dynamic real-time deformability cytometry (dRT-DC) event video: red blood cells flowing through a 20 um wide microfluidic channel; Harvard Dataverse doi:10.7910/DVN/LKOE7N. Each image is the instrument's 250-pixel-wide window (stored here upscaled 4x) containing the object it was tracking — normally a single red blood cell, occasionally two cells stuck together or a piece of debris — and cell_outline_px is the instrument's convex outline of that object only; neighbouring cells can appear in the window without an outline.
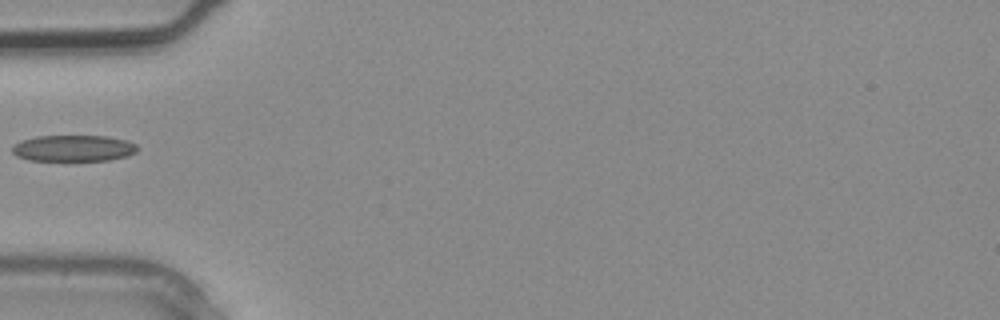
{"species": "common noctule bat (a hibernating species)", "species_latin": "Nyctalus noctula", "temperature_condition": "warm", "stored_images_in_passage": 3, "camera_frame_rate_fps": 3000, "um_per_image_px": 0.085, "animal": {"sex": "male", "body_mass_g": 20.4}, "frame": {"image": 1, "passage_image": 3, "time_ms": 0.667, "image_size_px": [1000, 320], "cell_outline_px": [[136, 152], [128, 156], [108, 160], [28, 160], [16, 156], [12, 152], [12, 148], [20, 140], [36, 136], [108, 136], [128, 140], [136, 144]], "centroid_in_image_um": [6.25, 12.59], "position_along_channel_um": 78.8, "area_um2": 19.19}}